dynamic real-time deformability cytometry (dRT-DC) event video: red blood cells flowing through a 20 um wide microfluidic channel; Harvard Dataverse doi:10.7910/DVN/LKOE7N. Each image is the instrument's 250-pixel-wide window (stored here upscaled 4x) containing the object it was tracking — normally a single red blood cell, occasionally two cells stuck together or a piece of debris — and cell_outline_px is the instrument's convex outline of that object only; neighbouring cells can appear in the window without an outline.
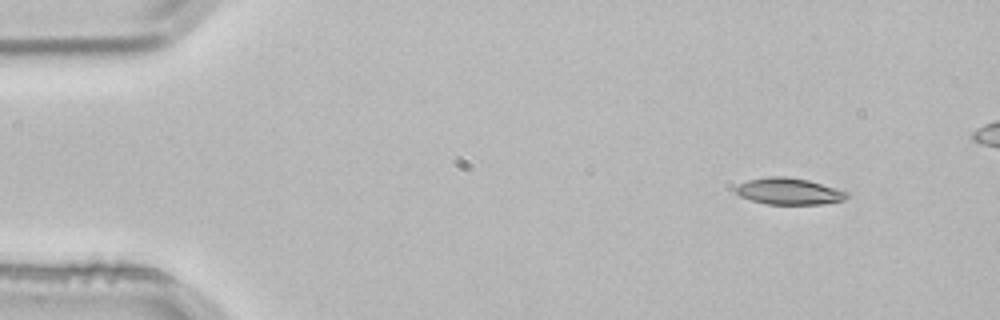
{"species": "common noctule bat (a hibernating species)", "species_latin": "Nyctalus noctula", "temperature_condition": "room temperature", "stored_images_in_passage": 4, "camera_frame_rate_fps": 3000, "um_per_image_px": 0.085, "animal": {"sex": "male", "body_mass_g": 21.5, "forearm_length_mm": 52.0}, "frame": {"image": 1, "passage_image": 1, "time_ms": 0.0, "image_size_px": [1000, 320], "cell_outline_px": [[848, 196], [844, 200], [820, 204], [764, 204], [740, 196], [736, 192], [736, 188], [740, 184], [748, 180], [768, 176], [784, 176], [808, 180], [836, 188], [848, 192]], "centroid_in_image_um": [67.06, 16.26], "position_along_channel_um": 17.9, "area_um2": 17.05}}